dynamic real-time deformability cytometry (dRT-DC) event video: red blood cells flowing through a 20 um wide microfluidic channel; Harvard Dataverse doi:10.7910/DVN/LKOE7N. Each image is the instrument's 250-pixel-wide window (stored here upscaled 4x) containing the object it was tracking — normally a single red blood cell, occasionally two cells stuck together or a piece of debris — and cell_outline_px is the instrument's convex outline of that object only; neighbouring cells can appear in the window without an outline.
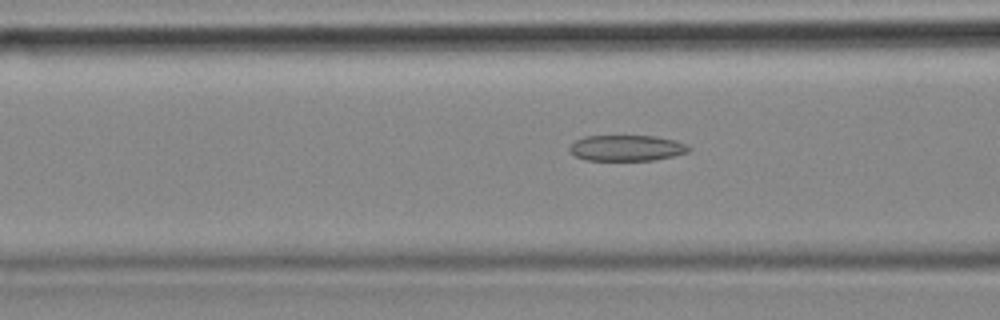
{"species": "common noctule bat (a hibernating species)", "species_latin": "Nyctalus noctula", "temperature_condition": "cold", "stored_images_in_passage": 56, "camera_frame_rate_fps": 3000, "um_per_image_px": 0.085, "animal": {"sex": "female", "body_mass_g": 18.4}, "frame": {"image": 1, "passage_image": 21, "time_ms": 6.667, "image_size_px": [1000, 320], "cell_outline_px": [[692, 148], [688, 152], [656, 160], [584, 160], [568, 152], [568, 148], [576, 140], [584, 136], [656, 136], [676, 140], [688, 144]], "centroid_in_image_um": [53.28, 12.58], "position_along_channel_um": 113.3, "area_um2": 18.15}}
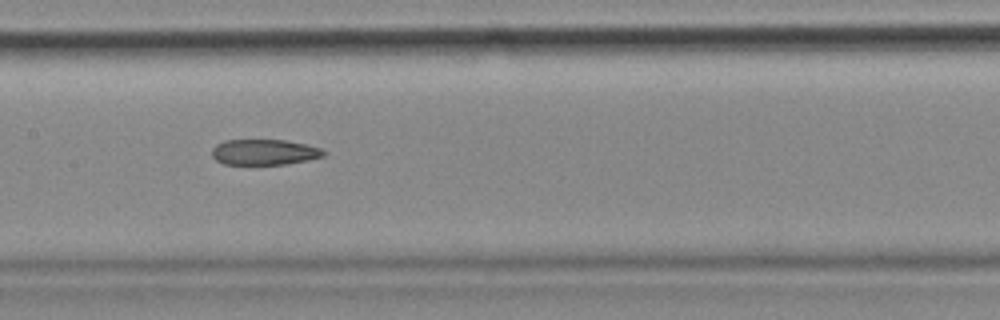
{"frame": {"image": 2, "passage_image": 27, "time_ms": 8.667, "image_size_px": [1000, 320], "cell_outline_px": [[324, 156], [284, 164], [224, 164], [216, 160], [212, 156], [212, 148], [216, 144], [224, 140], [284, 140], [304, 144], [320, 148], [324, 152]], "centroid_in_image_um": [22.39, 12.92], "position_along_channel_um": 185.0, "area_um2": 16.42}}
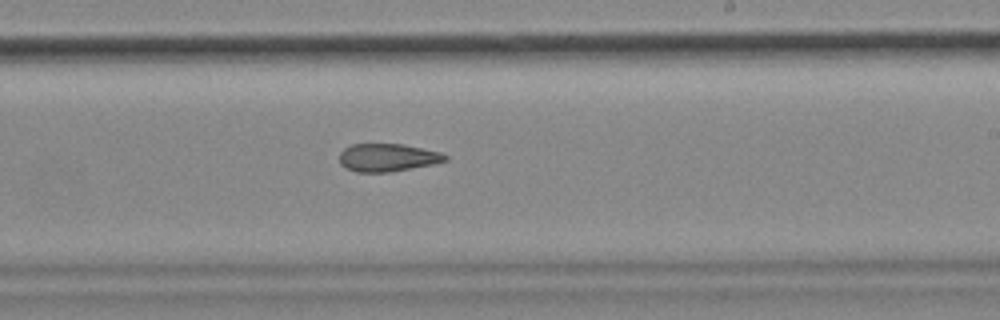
{"frame": {"image": 3, "passage_image": 33, "time_ms": 10.667, "image_size_px": [1000, 320], "cell_outline_px": [[448, 160], [432, 164], [388, 172], [356, 172], [340, 164], [340, 152], [344, 148], [352, 144], [404, 144], [440, 152], [448, 156]], "centroid_in_image_um": [32.94, 13.38], "position_along_channel_um": 256.1, "area_um2": 17.05}, "authors_computed_cell_mechanics": {"area_um2": 18.7561, "velocity_mm_per_s": 3.582, "shape_relaxation_time_tau1_ms": null, "shape_relaxation_time_tau2_ms": 2.6775, "deformation_change_tau1": null, "deformation_change_tau2": 0.1026}}